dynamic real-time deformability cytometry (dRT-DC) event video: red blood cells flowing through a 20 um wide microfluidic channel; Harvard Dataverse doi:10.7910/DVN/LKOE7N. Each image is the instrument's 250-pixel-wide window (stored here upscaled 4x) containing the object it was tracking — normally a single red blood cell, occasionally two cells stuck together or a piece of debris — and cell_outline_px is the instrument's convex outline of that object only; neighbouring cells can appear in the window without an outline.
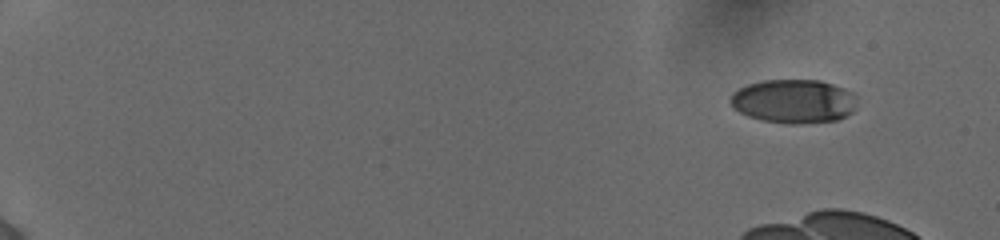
{"species": "human", "species_latin": "Homo sapiens", "temperature_condition": "cold", "stored_images_in_passage": 13, "camera_frame_rate_fps": 3000, "um_per_image_px": 0.085, "donor": {"sex": "female"}, "frame": {"image": 1, "passage_image": 1, "time_ms": 0.0, "image_size_px": [1000, 240], "cell_outline_px": [[856, 108], [852, 112], [836, 120], [800, 124], [784, 124], [760, 120], [748, 116], [740, 112], [728, 100], [732, 92], [748, 84], [764, 80], [820, 80], [844, 88], [852, 92], [856, 96]], "centroid_in_image_um": [67.47, 8.61], "position_along_channel_um": 17.5, "area_um2": 32.54}}